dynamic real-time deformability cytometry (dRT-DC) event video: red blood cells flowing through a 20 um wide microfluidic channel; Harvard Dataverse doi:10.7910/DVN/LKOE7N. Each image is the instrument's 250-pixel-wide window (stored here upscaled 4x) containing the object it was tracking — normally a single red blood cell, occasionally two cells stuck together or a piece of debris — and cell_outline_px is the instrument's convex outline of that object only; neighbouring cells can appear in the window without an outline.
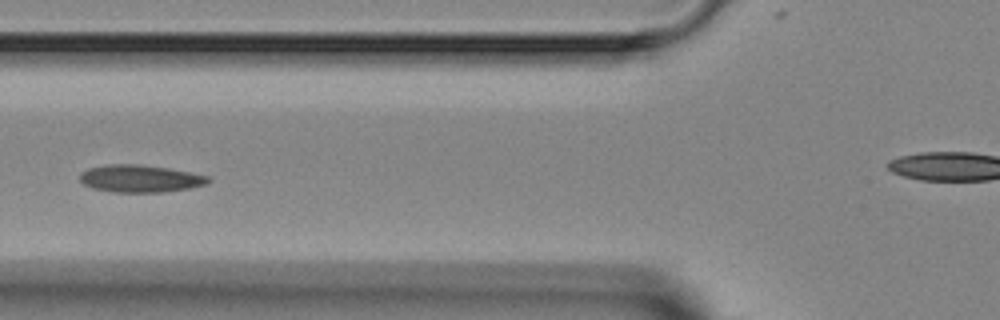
{"species": "Egyptian fruit bat (a non-hibernating species)", "species_latin": "Rousettus aegyptiacus", "temperature_condition": "room temperature", "stored_images_in_passage": 7, "camera_frame_rate_fps": 3000, "um_per_image_px": 0.085, "animal": {"sex": "female"}, "frame": {"image": 1, "passage_image": 6, "time_ms": 6.0, "image_size_px": [1000, 320], "cell_outline_px": [[212, 180], [208, 184], [188, 188], [160, 192], [112, 192], [92, 188], [84, 184], [80, 180], [80, 172], [88, 168], [108, 164], [136, 164], [168, 168], [208, 176]], "centroid_in_image_um": [11.89, 15.18], "position_along_channel_um": 113.9, "area_um2": 20.4}}
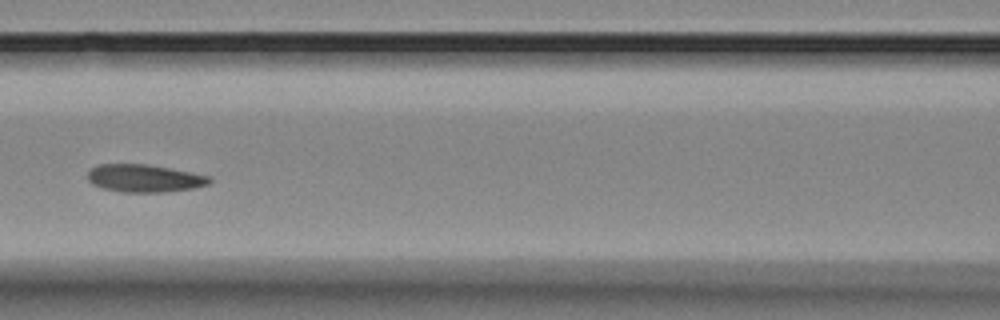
{"frame": {"image": 2, "passage_image": 7, "time_ms": 7.0, "image_size_px": [1000, 320], "cell_outline_px": [[212, 180], [208, 184], [196, 188], [164, 192], [124, 192], [104, 188], [92, 184], [88, 180], [88, 172], [96, 164], [148, 164], [212, 176]], "centroid_in_image_um": [12.3, 15.15], "position_along_channel_um": 154.3, "area_um2": 19.71}}